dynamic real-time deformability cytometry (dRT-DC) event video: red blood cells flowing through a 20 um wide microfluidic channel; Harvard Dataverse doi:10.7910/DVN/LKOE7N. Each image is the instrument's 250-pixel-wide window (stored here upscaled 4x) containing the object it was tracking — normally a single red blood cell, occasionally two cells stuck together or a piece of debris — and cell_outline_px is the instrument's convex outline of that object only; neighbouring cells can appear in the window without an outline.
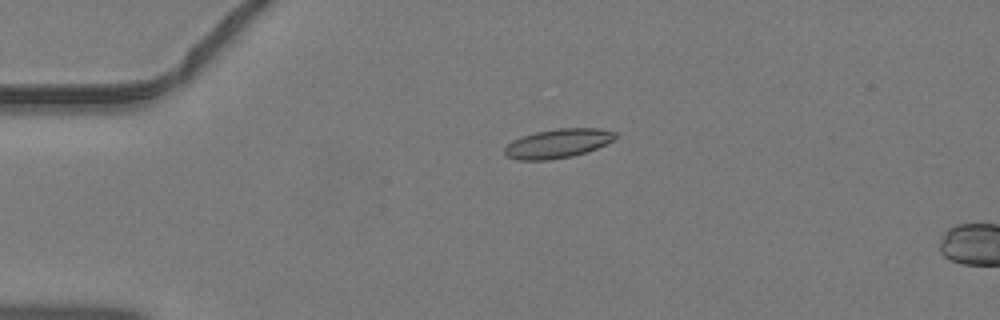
{"species": "common noctule bat (a hibernating species)", "species_latin": "Nyctalus noctula", "temperature_condition": "warm", "stored_images_in_passage": 4, "camera_frame_rate_fps": 3000, "um_per_image_px": 0.085, "animal": {"sex": "male", "body_mass_g": 19.2, "forearm_length_mm": 51.8}, "frame": {"image": 1, "passage_image": 1, "time_ms": 0.0, "image_size_px": [1000, 320], "cell_outline_px": [[616, 136], [612, 140], [596, 148], [572, 156], [552, 160], [520, 160], [508, 156], [504, 152], [504, 148], [512, 140], [536, 132], [556, 128], [600, 128], [616, 132]], "centroid_in_image_um": [47.41, 12.19], "position_along_channel_um": 37.6, "area_um2": 18.55}}